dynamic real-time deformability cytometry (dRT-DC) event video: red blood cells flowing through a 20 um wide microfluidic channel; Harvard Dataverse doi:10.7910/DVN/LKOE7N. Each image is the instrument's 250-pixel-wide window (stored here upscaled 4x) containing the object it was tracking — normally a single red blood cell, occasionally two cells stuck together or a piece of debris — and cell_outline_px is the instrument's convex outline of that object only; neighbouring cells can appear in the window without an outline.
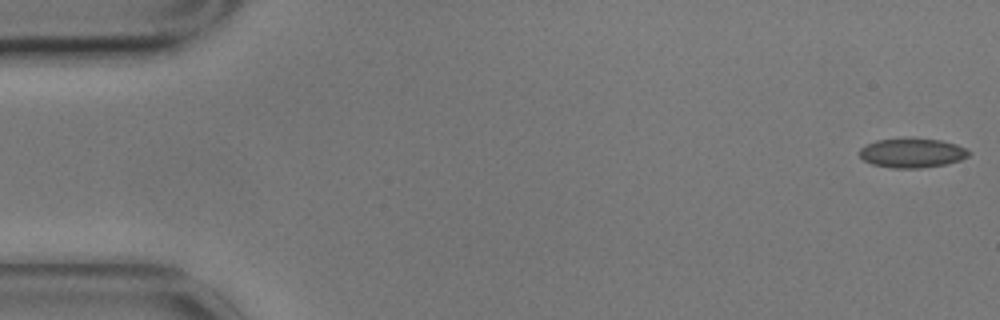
{"species": "common noctule bat (a hibernating species)", "species_latin": "Nyctalus noctula", "temperature_condition": "cold", "stored_images_in_passage": 57, "camera_frame_rate_fps": 3000, "um_per_image_px": 0.085, "animal": {"sex": "male", "body_mass_g": 17.9}, "frame": {"image": 1, "passage_image": 1, "time_ms": 0.0, "image_size_px": [1000, 320], "cell_outline_px": [[972, 152], [968, 156], [960, 160], [944, 164], [920, 168], [892, 168], [872, 164], [864, 160], [860, 156], [860, 148], [876, 140], [908, 136], [912, 136], [940, 140], [956, 144]], "centroid_in_image_um": [77.52, 12.97], "position_along_channel_um": 7.5, "area_um2": 19.07}}
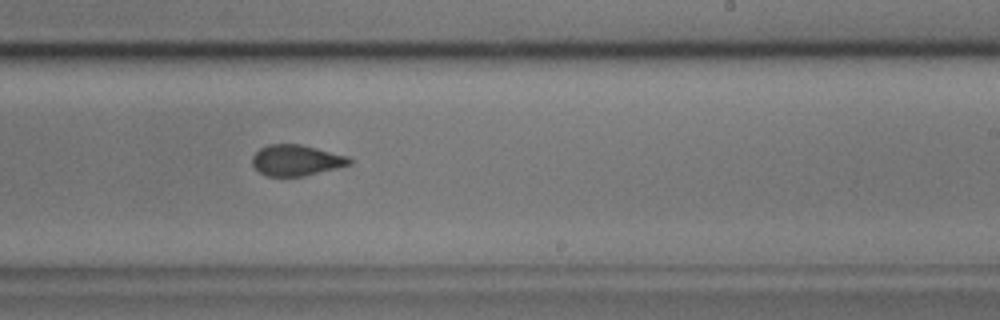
{"frame": {"image": 2, "passage_image": 34, "time_ms": 11.0, "image_size_px": [1000, 320], "cell_outline_px": [[352, 164], [304, 176], [264, 176], [252, 164], [252, 156], [260, 148], [268, 144], [300, 144], [348, 156], [352, 160]], "centroid_in_image_um": [25.17, 13.62], "position_along_channel_um": 263.8, "area_um2": 17.46}}
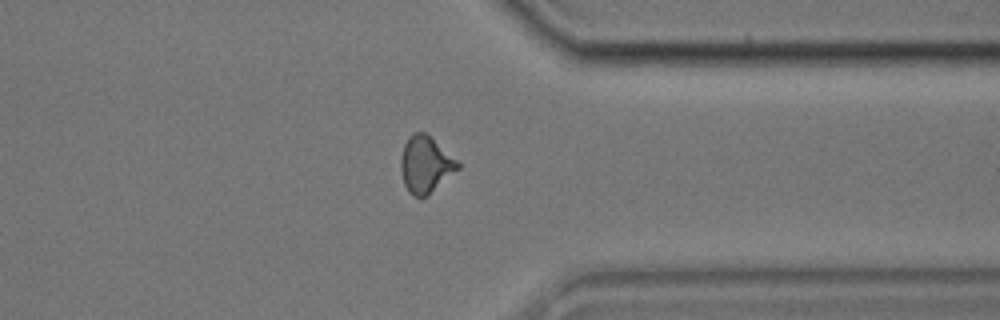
{"frame": {"image": 3, "passage_image": 44, "time_ms": 14.333, "image_size_px": [1000, 320], "cell_outline_px": [[460, 168], [428, 196], [420, 200], [412, 196], [408, 192], [404, 184], [400, 168], [400, 156], [404, 144], [408, 136], [412, 132], [424, 132], [456, 160], [460, 164]], "centroid_in_image_um": [36.13, 14.04], "position_along_channel_um": 375.3, "area_um2": 18.96}, "authors_computed_cell_mechanics": {"area_um2": 18.3226, "velocity_mm_per_s": 3.4845, "shape_relaxation_time_tau1_ms": null, "shape_relaxation_time_tau2_ms": 1.2203, "deformation_change_tau1": null, "deformation_change_tau2": 0.0472}}